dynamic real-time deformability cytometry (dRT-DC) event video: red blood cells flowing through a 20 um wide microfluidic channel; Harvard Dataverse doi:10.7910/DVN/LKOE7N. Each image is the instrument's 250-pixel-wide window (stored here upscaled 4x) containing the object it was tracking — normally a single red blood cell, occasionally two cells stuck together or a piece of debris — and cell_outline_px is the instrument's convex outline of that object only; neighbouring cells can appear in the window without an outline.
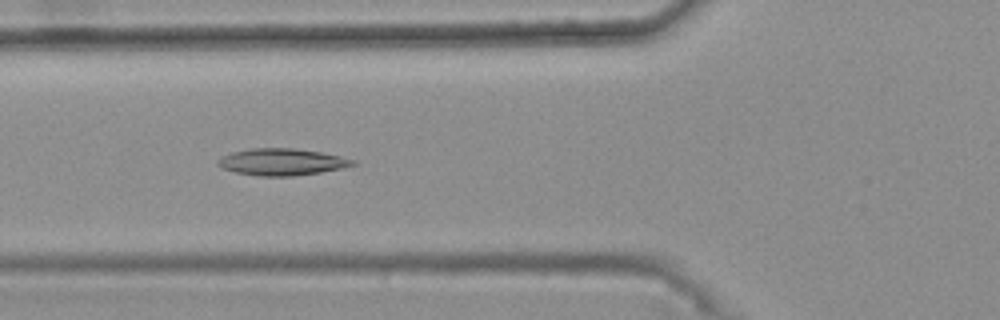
{"species": "common noctule bat (a hibernating species)", "species_latin": "Nyctalus noctula", "temperature_condition": "warm", "stored_images_in_passage": 47, "camera_frame_rate_fps": 3000, "um_per_image_px": 0.085, "animal": {"sex": "female", "body_mass_g": 25.1}, "frame": {"image": 1, "passage_image": 20, "time_ms": 6.333, "image_size_px": [1000, 320], "cell_outline_px": [[356, 164], [340, 168], [320, 172], [292, 176], [260, 176], [236, 172], [220, 168], [216, 164], [216, 160], [220, 156], [232, 152], [252, 148], [296, 148], [320, 152], [340, 156], [356, 160]], "centroid_in_image_um": [23.9, 13.76], "position_along_channel_um": 101.9, "area_um2": 21.1}}
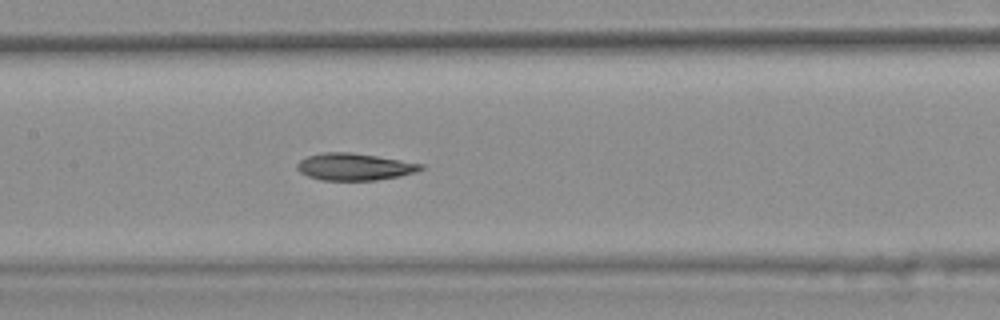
{"frame": {"image": 2, "passage_image": 26, "time_ms": 8.333, "image_size_px": [1000, 320], "cell_outline_px": [[424, 168], [416, 172], [400, 176], [376, 180], [320, 180], [308, 176], [300, 172], [296, 168], [296, 164], [300, 160], [308, 156], [324, 152], [352, 152], [424, 164]], "centroid_in_image_um": [30.12, 14.17], "position_along_channel_um": 177.3, "area_um2": 19.48}}
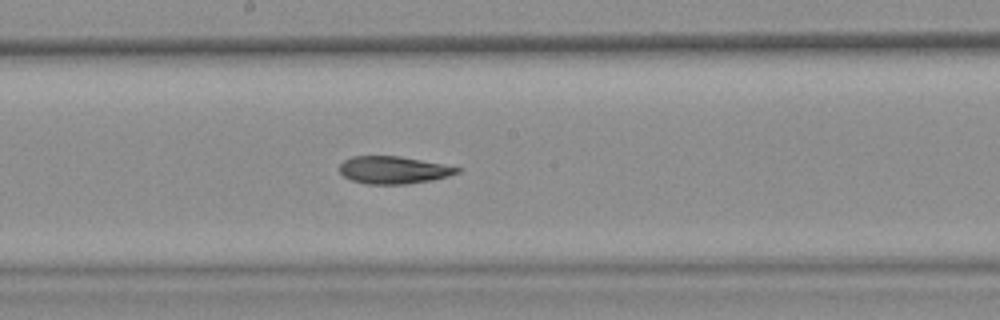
{"frame": {"image": 3, "passage_image": 29, "time_ms": 9.333, "image_size_px": [1000, 320], "cell_outline_px": [[464, 168], [460, 172], [448, 176], [432, 180], [404, 184], [364, 184], [352, 180], [344, 176], [340, 172], [340, 164], [344, 160], [352, 156], [400, 156]], "centroid_in_image_um": [33.46, 14.45], "position_along_channel_um": 214.7, "area_um2": 18.84}, "authors_computed_cell_mechanics": {"area_um2": 19.8254, "velocity_mm_per_s": 3.7716, "shape_relaxation_time_tau1_ms": null, "shape_relaxation_time_tau2_ms": 4.7235, "deformation_change_tau1": null, "deformation_change_tau2": 0.1369}}